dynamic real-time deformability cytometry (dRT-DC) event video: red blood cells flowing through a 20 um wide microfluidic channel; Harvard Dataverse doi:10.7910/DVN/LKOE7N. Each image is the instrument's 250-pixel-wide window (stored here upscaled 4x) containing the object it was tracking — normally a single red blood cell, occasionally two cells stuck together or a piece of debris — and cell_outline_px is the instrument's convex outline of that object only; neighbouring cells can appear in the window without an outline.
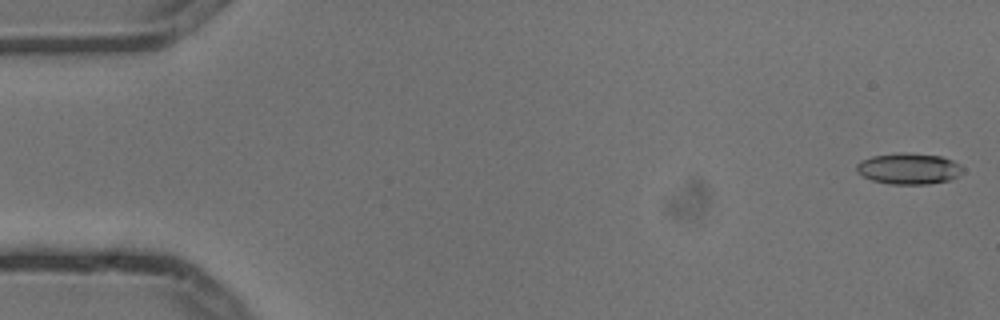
{"species": "common noctule bat (a hibernating species)", "species_latin": "Nyctalus noctula", "temperature_condition": "cold", "stored_images_in_passage": 6, "camera_frame_rate_fps": 3000, "um_per_image_px": 0.085, "animal": {"sex": "male", "body_mass_g": 13.3}, "frame": {"image": 1, "passage_image": 1, "time_ms": 0.0, "image_size_px": [1000, 320], "cell_outline_px": [[964, 168], [956, 176], [948, 180], [928, 184], [888, 184], [872, 180], [856, 172], [856, 164], [860, 160], [872, 156], [900, 152], [904, 152], [940, 156], [952, 160], [960, 164]], "centroid_in_image_um": [77.2, 14.33], "position_along_channel_um": 7.8, "area_um2": 19.25}}
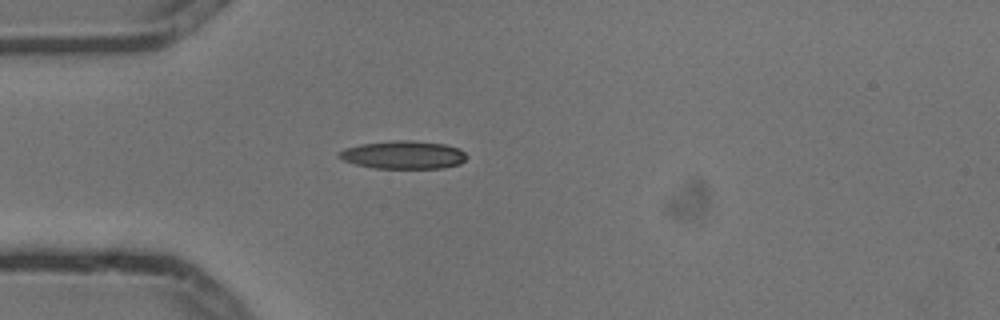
{"frame": {"image": 2, "passage_image": 5, "time_ms": 1.333, "image_size_px": [1000, 320], "cell_outline_px": [[468, 156], [460, 164], [444, 168], [376, 168], [356, 164], [344, 160], [336, 156], [344, 148], [360, 144], [400, 140], [408, 140], [444, 144], [456, 148], [464, 152]], "centroid_in_image_um": [34.29, 13.17], "position_along_channel_um": 50.7, "area_um2": 20.63}}